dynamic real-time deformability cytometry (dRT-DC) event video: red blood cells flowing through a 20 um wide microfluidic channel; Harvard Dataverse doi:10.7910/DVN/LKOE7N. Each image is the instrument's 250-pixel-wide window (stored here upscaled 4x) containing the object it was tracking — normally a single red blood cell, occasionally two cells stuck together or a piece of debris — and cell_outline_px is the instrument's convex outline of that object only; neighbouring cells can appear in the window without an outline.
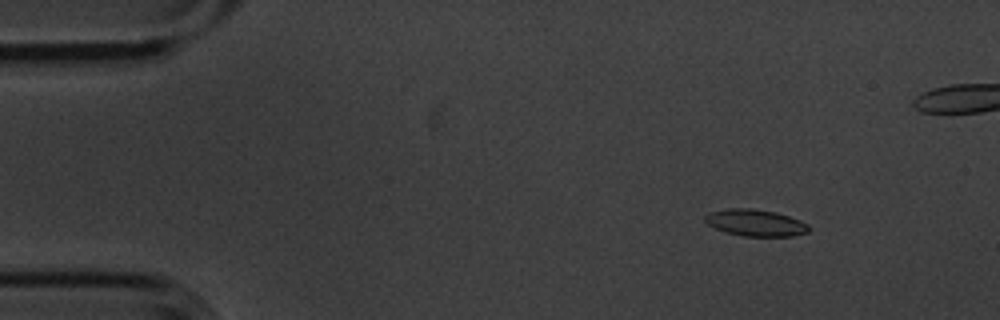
{"species": "common noctule bat (a hibernating species)", "species_latin": "Nyctalus noctula", "temperature_condition": "cold", "stored_images_in_passage": 4, "camera_frame_rate_fps": 3000, "um_per_image_px": 0.085, "animal": {"sex": "male", "body_mass_g": 20.1, "forearm_length_mm": 53.5}, "frame": {"image": 1, "passage_image": 1, "time_ms": 0.0, "image_size_px": [1000, 320], "cell_outline_px": [[808, 232], [792, 236], [744, 236], [728, 232], [716, 228], [708, 224], [704, 220], [704, 216], [708, 212], [728, 208], [752, 208], [776, 212], [800, 220], [808, 224]], "centroid_in_image_um": [64.2, 18.92], "position_along_channel_um": 20.8, "area_um2": 16.07}}